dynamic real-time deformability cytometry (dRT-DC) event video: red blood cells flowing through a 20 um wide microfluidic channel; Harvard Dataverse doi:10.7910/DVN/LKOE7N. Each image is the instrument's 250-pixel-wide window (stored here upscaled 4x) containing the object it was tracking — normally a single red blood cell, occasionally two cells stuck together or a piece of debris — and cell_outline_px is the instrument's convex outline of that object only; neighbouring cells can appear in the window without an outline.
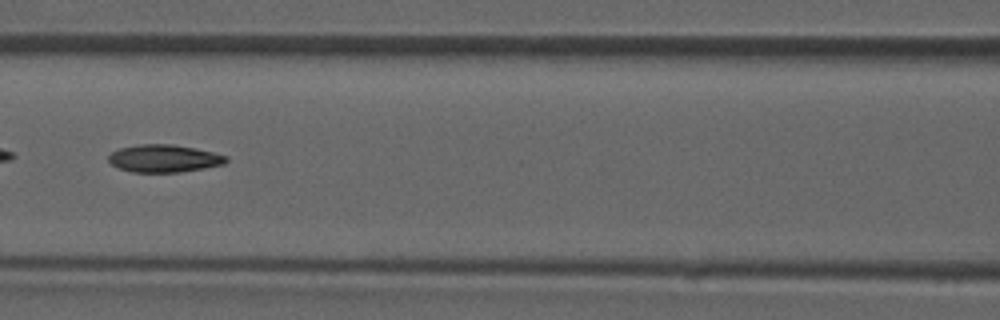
{"species": "common noctule bat (a hibernating species)", "species_latin": "Nyctalus noctula", "temperature_condition": "room temperature", "stored_images_in_passage": 47, "camera_frame_rate_fps": 3000, "um_per_image_px": 0.085, "animal": {"sex": "male", "forearm_length_mm": 52.5}, "frame": {"image": 1, "passage_image": 21, "time_ms": 6.667, "image_size_px": [1000, 320], "cell_outline_px": [[228, 160], [224, 164], [204, 168], [180, 172], [132, 172], [120, 168], [112, 164], [108, 160], [108, 156], [112, 152], [120, 148], [140, 144], [172, 144], [196, 148], [228, 156]], "centroid_in_image_um": [13.96, 13.46], "position_along_channel_um": 152.6, "area_um2": 18.84}}